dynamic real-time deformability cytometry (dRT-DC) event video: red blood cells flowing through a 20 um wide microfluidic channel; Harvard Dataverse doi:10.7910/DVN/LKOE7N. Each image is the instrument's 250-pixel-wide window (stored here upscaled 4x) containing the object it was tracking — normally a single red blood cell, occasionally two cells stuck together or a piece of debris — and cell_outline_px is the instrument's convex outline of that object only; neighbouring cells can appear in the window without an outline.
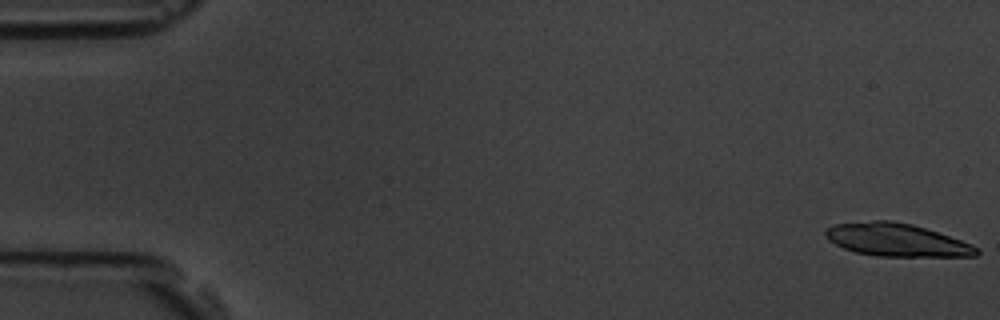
{"species": "common noctule bat (a hibernating species)", "species_latin": "Nyctalus noctula", "temperature_condition": "room temperature", "stored_images_in_passage": 7, "camera_frame_rate_fps": 3000, "um_per_image_px": 0.085, "animal": {"sex": "male", "body_mass_g": 19.5, "forearm_length_mm": 54.6}, "frame": {"image": 1, "passage_image": 1, "time_ms": 0.0, "image_size_px": [1000, 320], "cell_outline_px": [[980, 252], [976, 256], [876, 256], [856, 252], [844, 248], [828, 240], [824, 236], [824, 232], [832, 224], [872, 220], [892, 220], [912, 224], [972, 244], [980, 248]], "centroid_in_image_um": [76.19, 20.39], "position_along_channel_um": 8.8, "area_um2": 28.9}}